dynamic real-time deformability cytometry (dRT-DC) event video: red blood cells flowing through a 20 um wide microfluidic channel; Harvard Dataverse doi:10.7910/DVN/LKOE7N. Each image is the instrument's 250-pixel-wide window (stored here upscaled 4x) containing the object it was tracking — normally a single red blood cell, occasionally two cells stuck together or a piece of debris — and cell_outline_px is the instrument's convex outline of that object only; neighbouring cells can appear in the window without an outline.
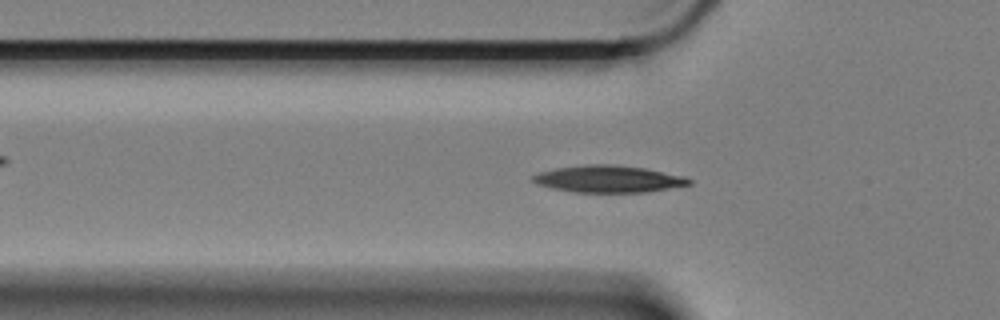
{"species": "Egyptian fruit bat (a non-hibernating species)", "species_latin": "Rousettus aegyptiacus", "temperature_condition": "cold", "stored_images_in_passage": 56, "camera_frame_rate_fps": 3000, "um_per_image_px": 0.085, "animal": {"sex": "female"}, "frame": {"image": 1, "passage_image": 15, "time_ms": 4.667, "image_size_px": [1000, 320], "cell_outline_px": [[692, 184], [644, 192], [576, 192], [552, 188], [536, 184], [532, 180], [532, 176], [540, 172], [556, 168], [588, 164], [612, 164], [644, 168], [684, 176], [692, 180]], "centroid_in_image_um": [51.71, 15.21], "position_along_channel_um": 74.1, "area_um2": 24.33}}
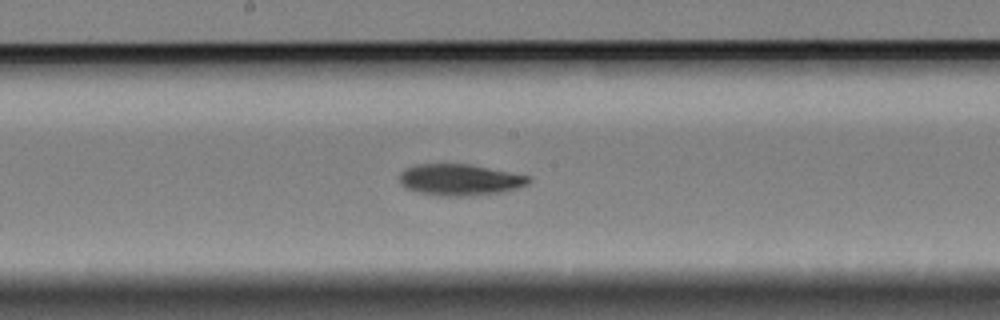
{"frame": {"image": 2, "passage_image": 27, "time_ms": 8.667, "image_size_px": [1000, 320], "cell_outline_px": [[532, 180], [528, 184], [520, 188], [500, 192], [472, 196], [440, 196], [416, 192], [404, 188], [400, 184], [400, 172], [416, 164], [468, 164], [532, 176]], "centroid_in_image_um": [39.1, 15.29], "position_along_channel_um": 209.1, "area_um2": 23.87}}
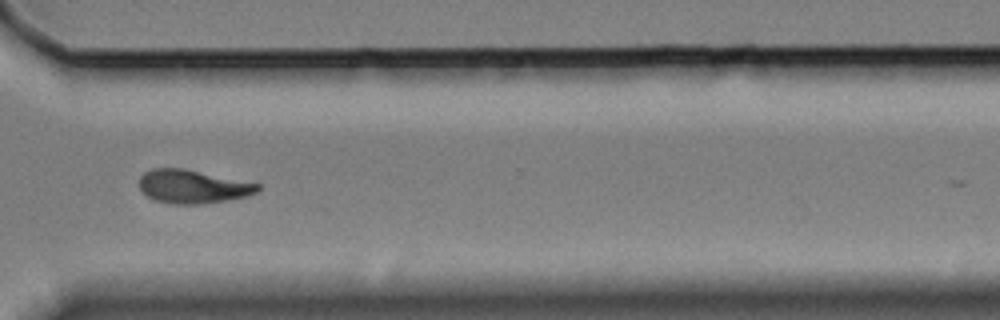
{"frame": {"image": 3, "passage_image": 40, "time_ms": 13.0, "image_size_px": [1000, 320], "cell_outline_px": [[260, 188], [256, 192], [244, 196], [204, 204], [168, 204], [156, 200], [148, 196], [140, 188], [140, 176], [144, 172], [152, 168], [184, 168], [260, 184]], "centroid_in_image_um": [16.35, 15.85], "position_along_channel_um": 354.3, "area_um2": 22.89}, "authors_computed_cell_mechanics": {"area_um2": 23.0044, "velocity_mm_per_s": 3.3502, "shape_relaxation_time_tau1_ms": 4.919, "shape_relaxation_time_tau2_ms": null, "deformation_change_tau1": 0.1399, "deformation_change_tau2": null}}